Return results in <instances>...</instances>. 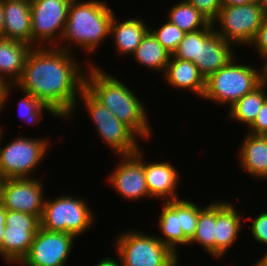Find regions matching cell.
Returning <instances> with one entry per match:
<instances>
[{
  "instance_id": "cell-1",
  "label": "cell",
  "mask_w": 267,
  "mask_h": 266,
  "mask_svg": "<svg viewBox=\"0 0 267 266\" xmlns=\"http://www.w3.org/2000/svg\"><path fill=\"white\" fill-rule=\"evenodd\" d=\"M70 51L57 47H33L15 89L30 93L47 104L60 119L69 120L84 89L85 68ZM76 60V61H75ZM85 67V68H84Z\"/></svg>"
},
{
  "instance_id": "cell-26",
  "label": "cell",
  "mask_w": 267,
  "mask_h": 266,
  "mask_svg": "<svg viewBox=\"0 0 267 266\" xmlns=\"http://www.w3.org/2000/svg\"><path fill=\"white\" fill-rule=\"evenodd\" d=\"M215 223L216 201H212L204 208L199 207V217L196 231L189 244H199L206 253L215 257Z\"/></svg>"
},
{
  "instance_id": "cell-2",
  "label": "cell",
  "mask_w": 267,
  "mask_h": 266,
  "mask_svg": "<svg viewBox=\"0 0 267 266\" xmlns=\"http://www.w3.org/2000/svg\"><path fill=\"white\" fill-rule=\"evenodd\" d=\"M117 78L92 63L86 69L84 89L127 125L139 139L146 140L152 135L148 110L135 92Z\"/></svg>"
},
{
  "instance_id": "cell-14",
  "label": "cell",
  "mask_w": 267,
  "mask_h": 266,
  "mask_svg": "<svg viewBox=\"0 0 267 266\" xmlns=\"http://www.w3.org/2000/svg\"><path fill=\"white\" fill-rule=\"evenodd\" d=\"M119 157L121 162L108 176L109 185L114 187L117 194L125 200L127 198V200L139 201L145 197L149 199L144 164L134 154Z\"/></svg>"
},
{
  "instance_id": "cell-13",
  "label": "cell",
  "mask_w": 267,
  "mask_h": 266,
  "mask_svg": "<svg viewBox=\"0 0 267 266\" xmlns=\"http://www.w3.org/2000/svg\"><path fill=\"white\" fill-rule=\"evenodd\" d=\"M42 180L8 178L3 187L2 205L11 211L24 212L41 219L46 197Z\"/></svg>"
},
{
  "instance_id": "cell-43",
  "label": "cell",
  "mask_w": 267,
  "mask_h": 266,
  "mask_svg": "<svg viewBox=\"0 0 267 266\" xmlns=\"http://www.w3.org/2000/svg\"><path fill=\"white\" fill-rule=\"evenodd\" d=\"M6 181V178H4L1 174H0V204L2 203V195H3V187H4V183Z\"/></svg>"
},
{
  "instance_id": "cell-30",
  "label": "cell",
  "mask_w": 267,
  "mask_h": 266,
  "mask_svg": "<svg viewBox=\"0 0 267 266\" xmlns=\"http://www.w3.org/2000/svg\"><path fill=\"white\" fill-rule=\"evenodd\" d=\"M199 217V206L191 200L180 199V226L184 236L190 241L195 234Z\"/></svg>"
},
{
  "instance_id": "cell-6",
  "label": "cell",
  "mask_w": 267,
  "mask_h": 266,
  "mask_svg": "<svg viewBox=\"0 0 267 266\" xmlns=\"http://www.w3.org/2000/svg\"><path fill=\"white\" fill-rule=\"evenodd\" d=\"M81 197L61 195L52 200L46 198L41 227L50 232L70 233L76 238L93 226L94 212Z\"/></svg>"
},
{
  "instance_id": "cell-36",
  "label": "cell",
  "mask_w": 267,
  "mask_h": 266,
  "mask_svg": "<svg viewBox=\"0 0 267 266\" xmlns=\"http://www.w3.org/2000/svg\"><path fill=\"white\" fill-rule=\"evenodd\" d=\"M15 85H10L4 78L0 77V116L5 108L6 101Z\"/></svg>"
},
{
  "instance_id": "cell-16",
  "label": "cell",
  "mask_w": 267,
  "mask_h": 266,
  "mask_svg": "<svg viewBox=\"0 0 267 266\" xmlns=\"http://www.w3.org/2000/svg\"><path fill=\"white\" fill-rule=\"evenodd\" d=\"M142 148H139L134 155L144 164L146 185L151 199H165L172 201L179 199L177 187L180 181L178 170L170 162H150L143 160Z\"/></svg>"
},
{
  "instance_id": "cell-37",
  "label": "cell",
  "mask_w": 267,
  "mask_h": 266,
  "mask_svg": "<svg viewBox=\"0 0 267 266\" xmlns=\"http://www.w3.org/2000/svg\"><path fill=\"white\" fill-rule=\"evenodd\" d=\"M7 209L0 204V256L2 258V243L5 231V218H6Z\"/></svg>"
},
{
  "instance_id": "cell-33",
  "label": "cell",
  "mask_w": 267,
  "mask_h": 266,
  "mask_svg": "<svg viewBox=\"0 0 267 266\" xmlns=\"http://www.w3.org/2000/svg\"><path fill=\"white\" fill-rule=\"evenodd\" d=\"M199 12H201L211 23L216 19L221 7V0H187Z\"/></svg>"
},
{
  "instance_id": "cell-12",
  "label": "cell",
  "mask_w": 267,
  "mask_h": 266,
  "mask_svg": "<svg viewBox=\"0 0 267 266\" xmlns=\"http://www.w3.org/2000/svg\"><path fill=\"white\" fill-rule=\"evenodd\" d=\"M76 237L70 233L50 232L39 228L28 254L18 265L66 266Z\"/></svg>"
},
{
  "instance_id": "cell-18",
  "label": "cell",
  "mask_w": 267,
  "mask_h": 266,
  "mask_svg": "<svg viewBox=\"0 0 267 266\" xmlns=\"http://www.w3.org/2000/svg\"><path fill=\"white\" fill-rule=\"evenodd\" d=\"M4 10L3 38L32 46L31 3L27 0H2Z\"/></svg>"
},
{
  "instance_id": "cell-11",
  "label": "cell",
  "mask_w": 267,
  "mask_h": 266,
  "mask_svg": "<svg viewBox=\"0 0 267 266\" xmlns=\"http://www.w3.org/2000/svg\"><path fill=\"white\" fill-rule=\"evenodd\" d=\"M41 227L40 218L24 212L7 210L2 243V259L19 264L28 254L34 236Z\"/></svg>"
},
{
  "instance_id": "cell-29",
  "label": "cell",
  "mask_w": 267,
  "mask_h": 266,
  "mask_svg": "<svg viewBox=\"0 0 267 266\" xmlns=\"http://www.w3.org/2000/svg\"><path fill=\"white\" fill-rule=\"evenodd\" d=\"M149 31L153 34L156 40L171 54L177 49L179 43L185 36V32L178 28L175 24L170 21H166L158 29H151Z\"/></svg>"
},
{
  "instance_id": "cell-21",
  "label": "cell",
  "mask_w": 267,
  "mask_h": 266,
  "mask_svg": "<svg viewBox=\"0 0 267 266\" xmlns=\"http://www.w3.org/2000/svg\"><path fill=\"white\" fill-rule=\"evenodd\" d=\"M238 153L240 167L247 175L260 180L267 173V136L247 133Z\"/></svg>"
},
{
  "instance_id": "cell-20",
  "label": "cell",
  "mask_w": 267,
  "mask_h": 266,
  "mask_svg": "<svg viewBox=\"0 0 267 266\" xmlns=\"http://www.w3.org/2000/svg\"><path fill=\"white\" fill-rule=\"evenodd\" d=\"M115 14L110 24V36L116 52L124 55H133L143 37L149 31V26L142 18L117 20ZM142 19V20H141ZM114 39V40H113Z\"/></svg>"
},
{
  "instance_id": "cell-25",
  "label": "cell",
  "mask_w": 267,
  "mask_h": 266,
  "mask_svg": "<svg viewBox=\"0 0 267 266\" xmlns=\"http://www.w3.org/2000/svg\"><path fill=\"white\" fill-rule=\"evenodd\" d=\"M171 53L166 50L148 31L143 37L141 43L137 46L133 58L139 65L151 69L155 72H162L164 74L167 64L169 63Z\"/></svg>"
},
{
  "instance_id": "cell-8",
  "label": "cell",
  "mask_w": 267,
  "mask_h": 266,
  "mask_svg": "<svg viewBox=\"0 0 267 266\" xmlns=\"http://www.w3.org/2000/svg\"><path fill=\"white\" fill-rule=\"evenodd\" d=\"M4 133L0 134V174L8 178H32L31 173L40 165L49 150L47 138L15 137L1 145Z\"/></svg>"
},
{
  "instance_id": "cell-7",
  "label": "cell",
  "mask_w": 267,
  "mask_h": 266,
  "mask_svg": "<svg viewBox=\"0 0 267 266\" xmlns=\"http://www.w3.org/2000/svg\"><path fill=\"white\" fill-rule=\"evenodd\" d=\"M78 100L82 101L84 108L86 107L85 111L92 119L99 138L116 155H131L140 148L138 136L108 108L97 102L85 89L81 91Z\"/></svg>"
},
{
  "instance_id": "cell-31",
  "label": "cell",
  "mask_w": 267,
  "mask_h": 266,
  "mask_svg": "<svg viewBox=\"0 0 267 266\" xmlns=\"http://www.w3.org/2000/svg\"><path fill=\"white\" fill-rule=\"evenodd\" d=\"M198 51L199 30L186 33L172 56L195 64V59H198Z\"/></svg>"
},
{
  "instance_id": "cell-40",
  "label": "cell",
  "mask_w": 267,
  "mask_h": 266,
  "mask_svg": "<svg viewBox=\"0 0 267 266\" xmlns=\"http://www.w3.org/2000/svg\"><path fill=\"white\" fill-rule=\"evenodd\" d=\"M4 23V10L2 6V0H0V38H3Z\"/></svg>"
},
{
  "instance_id": "cell-38",
  "label": "cell",
  "mask_w": 267,
  "mask_h": 266,
  "mask_svg": "<svg viewBox=\"0 0 267 266\" xmlns=\"http://www.w3.org/2000/svg\"><path fill=\"white\" fill-rule=\"evenodd\" d=\"M119 261V262H118ZM94 266H122V262L120 257L118 260L116 258H110V257H103L100 261H97Z\"/></svg>"
},
{
  "instance_id": "cell-41",
  "label": "cell",
  "mask_w": 267,
  "mask_h": 266,
  "mask_svg": "<svg viewBox=\"0 0 267 266\" xmlns=\"http://www.w3.org/2000/svg\"><path fill=\"white\" fill-rule=\"evenodd\" d=\"M262 64V80L267 82V57L263 60Z\"/></svg>"
},
{
  "instance_id": "cell-17",
  "label": "cell",
  "mask_w": 267,
  "mask_h": 266,
  "mask_svg": "<svg viewBox=\"0 0 267 266\" xmlns=\"http://www.w3.org/2000/svg\"><path fill=\"white\" fill-rule=\"evenodd\" d=\"M243 215L234 204L216 201L215 258L223 257L237 240L243 226Z\"/></svg>"
},
{
  "instance_id": "cell-44",
  "label": "cell",
  "mask_w": 267,
  "mask_h": 266,
  "mask_svg": "<svg viewBox=\"0 0 267 266\" xmlns=\"http://www.w3.org/2000/svg\"><path fill=\"white\" fill-rule=\"evenodd\" d=\"M260 266H267V252L257 262Z\"/></svg>"
},
{
  "instance_id": "cell-15",
  "label": "cell",
  "mask_w": 267,
  "mask_h": 266,
  "mask_svg": "<svg viewBox=\"0 0 267 266\" xmlns=\"http://www.w3.org/2000/svg\"><path fill=\"white\" fill-rule=\"evenodd\" d=\"M234 51V46L216 33L210 23L199 30V51L195 64L206 80L235 56Z\"/></svg>"
},
{
  "instance_id": "cell-10",
  "label": "cell",
  "mask_w": 267,
  "mask_h": 266,
  "mask_svg": "<svg viewBox=\"0 0 267 266\" xmlns=\"http://www.w3.org/2000/svg\"><path fill=\"white\" fill-rule=\"evenodd\" d=\"M71 1H30L32 47H56L59 44L65 29Z\"/></svg>"
},
{
  "instance_id": "cell-9",
  "label": "cell",
  "mask_w": 267,
  "mask_h": 266,
  "mask_svg": "<svg viewBox=\"0 0 267 266\" xmlns=\"http://www.w3.org/2000/svg\"><path fill=\"white\" fill-rule=\"evenodd\" d=\"M263 19L262 8L256 1L244 5L222 6L212 25L215 32L233 46H249ZM216 23L220 26L215 27Z\"/></svg>"
},
{
  "instance_id": "cell-35",
  "label": "cell",
  "mask_w": 267,
  "mask_h": 266,
  "mask_svg": "<svg viewBox=\"0 0 267 266\" xmlns=\"http://www.w3.org/2000/svg\"><path fill=\"white\" fill-rule=\"evenodd\" d=\"M248 129L247 132L250 134L267 136V99L259 110L255 121Z\"/></svg>"
},
{
  "instance_id": "cell-28",
  "label": "cell",
  "mask_w": 267,
  "mask_h": 266,
  "mask_svg": "<svg viewBox=\"0 0 267 266\" xmlns=\"http://www.w3.org/2000/svg\"><path fill=\"white\" fill-rule=\"evenodd\" d=\"M23 92V98L21 97L20 102H18V111L21 119L28 123L29 125L40 123L44 117V111H48L50 115L60 118L47 104L42 103L39 99L32 96L30 93Z\"/></svg>"
},
{
  "instance_id": "cell-19",
  "label": "cell",
  "mask_w": 267,
  "mask_h": 266,
  "mask_svg": "<svg viewBox=\"0 0 267 266\" xmlns=\"http://www.w3.org/2000/svg\"><path fill=\"white\" fill-rule=\"evenodd\" d=\"M163 76V80H166L170 87L181 91L187 90L196 94V97L203 98L206 80L201 75L198 66L193 62L181 60L171 55Z\"/></svg>"
},
{
  "instance_id": "cell-22",
  "label": "cell",
  "mask_w": 267,
  "mask_h": 266,
  "mask_svg": "<svg viewBox=\"0 0 267 266\" xmlns=\"http://www.w3.org/2000/svg\"><path fill=\"white\" fill-rule=\"evenodd\" d=\"M32 46L17 40L0 39V77L10 85L21 78L23 68Z\"/></svg>"
},
{
  "instance_id": "cell-5",
  "label": "cell",
  "mask_w": 267,
  "mask_h": 266,
  "mask_svg": "<svg viewBox=\"0 0 267 266\" xmlns=\"http://www.w3.org/2000/svg\"><path fill=\"white\" fill-rule=\"evenodd\" d=\"M114 244L122 266H175L180 261L156 236L141 230L119 233Z\"/></svg>"
},
{
  "instance_id": "cell-42",
  "label": "cell",
  "mask_w": 267,
  "mask_h": 266,
  "mask_svg": "<svg viewBox=\"0 0 267 266\" xmlns=\"http://www.w3.org/2000/svg\"><path fill=\"white\" fill-rule=\"evenodd\" d=\"M260 7L262 8L264 17H267V0H258Z\"/></svg>"
},
{
  "instance_id": "cell-24",
  "label": "cell",
  "mask_w": 267,
  "mask_h": 266,
  "mask_svg": "<svg viewBox=\"0 0 267 266\" xmlns=\"http://www.w3.org/2000/svg\"><path fill=\"white\" fill-rule=\"evenodd\" d=\"M266 87L267 82L262 81L251 92L240 98L229 108L228 117L233 121L236 120L238 123L244 124L248 129L255 121L259 110L267 99Z\"/></svg>"
},
{
  "instance_id": "cell-32",
  "label": "cell",
  "mask_w": 267,
  "mask_h": 266,
  "mask_svg": "<svg viewBox=\"0 0 267 266\" xmlns=\"http://www.w3.org/2000/svg\"><path fill=\"white\" fill-rule=\"evenodd\" d=\"M245 220H253L252 224L250 225L252 237L259 244L267 246V211L258 214L254 219L248 217Z\"/></svg>"
},
{
  "instance_id": "cell-45",
  "label": "cell",
  "mask_w": 267,
  "mask_h": 266,
  "mask_svg": "<svg viewBox=\"0 0 267 266\" xmlns=\"http://www.w3.org/2000/svg\"><path fill=\"white\" fill-rule=\"evenodd\" d=\"M263 179H267V173L261 178V180H263Z\"/></svg>"
},
{
  "instance_id": "cell-46",
  "label": "cell",
  "mask_w": 267,
  "mask_h": 266,
  "mask_svg": "<svg viewBox=\"0 0 267 266\" xmlns=\"http://www.w3.org/2000/svg\"><path fill=\"white\" fill-rule=\"evenodd\" d=\"M2 129H3L2 126H0V134H1V132H4V130L2 131Z\"/></svg>"
},
{
  "instance_id": "cell-23",
  "label": "cell",
  "mask_w": 267,
  "mask_h": 266,
  "mask_svg": "<svg viewBox=\"0 0 267 266\" xmlns=\"http://www.w3.org/2000/svg\"><path fill=\"white\" fill-rule=\"evenodd\" d=\"M162 211L158 217V228L162 236L156 237L178 255V246H188L189 240L184 236L180 226V198L163 202Z\"/></svg>"
},
{
  "instance_id": "cell-34",
  "label": "cell",
  "mask_w": 267,
  "mask_h": 266,
  "mask_svg": "<svg viewBox=\"0 0 267 266\" xmlns=\"http://www.w3.org/2000/svg\"><path fill=\"white\" fill-rule=\"evenodd\" d=\"M248 47L256 49L259 57L263 60L267 57V17H264L256 36Z\"/></svg>"
},
{
  "instance_id": "cell-39",
  "label": "cell",
  "mask_w": 267,
  "mask_h": 266,
  "mask_svg": "<svg viewBox=\"0 0 267 266\" xmlns=\"http://www.w3.org/2000/svg\"><path fill=\"white\" fill-rule=\"evenodd\" d=\"M222 6H234V5H244L256 2L258 0H221Z\"/></svg>"
},
{
  "instance_id": "cell-3",
  "label": "cell",
  "mask_w": 267,
  "mask_h": 266,
  "mask_svg": "<svg viewBox=\"0 0 267 266\" xmlns=\"http://www.w3.org/2000/svg\"><path fill=\"white\" fill-rule=\"evenodd\" d=\"M114 14L104 0H72L62 38L56 47L72 52L73 44L88 54L95 52L102 41L109 38Z\"/></svg>"
},
{
  "instance_id": "cell-27",
  "label": "cell",
  "mask_w": 267,
  "mask_h": 266,
  "mask_svg": "<svg viewBox=\"0 0 267 266\" xmlns=\"http://www.w3.org/2000/svg\"><path fill=\"white\" fill-rule=\"evenodd\" d=\"M168 21L185 33L205 29L211 22L187 0L172 5L168 12Z\"/></svg>"
},
{
  "instance_id": "cell-4",
  "label": "cell",
  "mask_w": 267,
  "mask_h": 266,
  "mask_svg": "<svg viewBox=\"0 0 267 266\" xmlns=\"http://www.w3.org/2000/svg\"><path fill=\"white\" fill-rule=\"evenodd\" d=\"M234 56L225 66L206 79V89L202 99L213 101L229 108L240 98L256 88L262 80V68L240 64Z\"/></svg>"
}]
</instances>
